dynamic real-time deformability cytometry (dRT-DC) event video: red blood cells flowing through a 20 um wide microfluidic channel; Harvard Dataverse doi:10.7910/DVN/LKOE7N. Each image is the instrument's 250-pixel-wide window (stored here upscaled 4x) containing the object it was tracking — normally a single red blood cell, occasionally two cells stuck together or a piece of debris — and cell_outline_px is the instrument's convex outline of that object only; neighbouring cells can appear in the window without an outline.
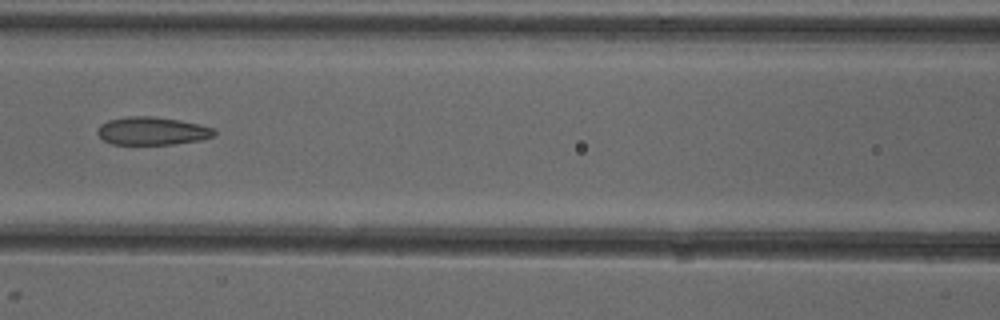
{"species": "common noctule bat (a hibernating species)", "species_latin": "Nyctalus noctula", "temperature_condition": "cold", "stored_images_in_passage": 7, "camera_frame_rate_fps": 3000, "um_per_image_px": 0.085, "animal": {"sex": "female"}, "frame": {"image": 1, "passage_image": 7, "time_ms": 7.0, "image_size_px": [1000, 320], "cell_outline_px": [[216, 136], [200, 140], [172, 144], [112, 144], [104, 140], [96, 132], [100, 124], [108, 120], [124, 116], [152, 116], [180, 120], [200, 124], [216, 128]], "centroid_in_image_um": [12.96, 11.12], "position_along_channel_um": 153.6, "area_um2": 19.25}}